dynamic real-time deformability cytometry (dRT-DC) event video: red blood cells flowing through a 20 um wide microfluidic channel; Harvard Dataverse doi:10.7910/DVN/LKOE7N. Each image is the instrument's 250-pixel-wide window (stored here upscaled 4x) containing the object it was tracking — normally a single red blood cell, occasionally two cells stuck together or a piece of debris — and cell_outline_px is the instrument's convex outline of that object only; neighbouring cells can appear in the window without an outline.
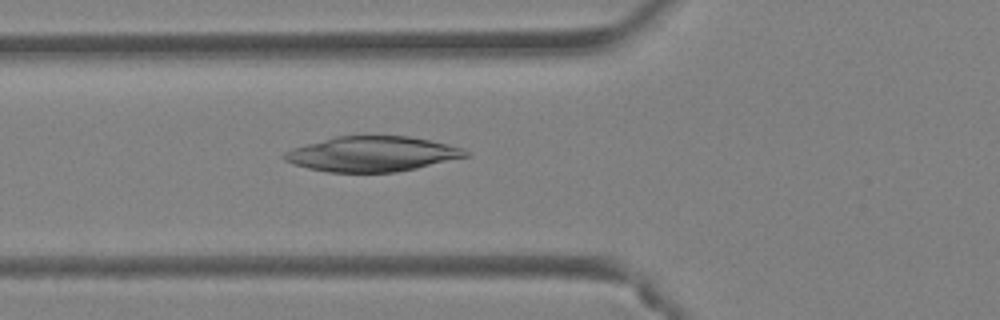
{"species": "Egyptian fruit bat (a non-hibernating species)", "species_latin": "Rousettus aegyptiacus", "temperature_condition": "warm", "stored_images_in_passage": 47, "camera_frame_rate_fps": 3000, "um_per_image_px": 0.085, "animal": {"sex": "female"}, "frame": {"image": 1, "passage_image": 18, "time_ms": 5.667, "image_size_px": [1000, 320], "cell_outline_px": [[472, 156], [416, 168], [396, 172], [328, 172], [308, 168], [284, 160], [280, 156], [284, 152], [292, 148], [336, 136], [408, 136], [448, 144], [464, 148]], "centroid_in_image_um": [31.66, 13.09], "position_along_channel_um": 94.1, "area_um2": 37.05}}
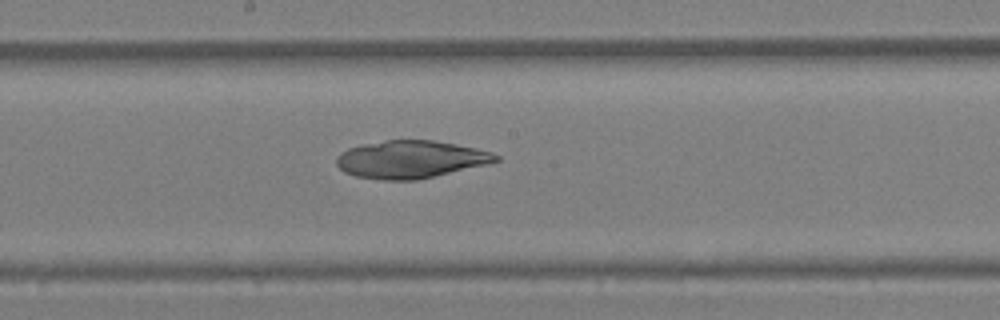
{"frame": {"image": 2, "passage_image": 26, "time_ms": 8.333, "image_size_px": [1000, 320], "cell_outline_px": [[500, 160], [488, 164], [416, 180], [384, 180], [356, 176], [344, 172], [336, 164], [336, 156], [340, 152], [348, 148], [364, 144], [384, 140], [432, 140], [456, 144], [476, 148], [492, 152], [500, 156]], "centroid_in_image_um": [34.9, 13.54], "position_along_channel_um": 213.3, "area_um2": 34.91}}
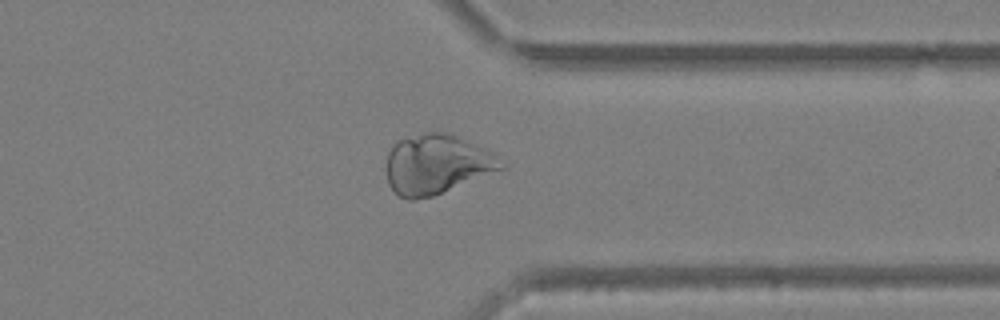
{"frame": {"image": 3, "passage_image": 37, "time_ms": 12.0, "image_size_px": [1000, 320], "cell_outline_px": [[504, 168], [432, 196], [412, 200], [408, 200], [400, 196], [388, 184], [388, 152], [396, 140], [424, 132], [448, 132], [492, 152]], "centroid_in_image_um": [37.07, 13.95], "position_along_channel_um": 374.3, "area_um2": 39.13}}